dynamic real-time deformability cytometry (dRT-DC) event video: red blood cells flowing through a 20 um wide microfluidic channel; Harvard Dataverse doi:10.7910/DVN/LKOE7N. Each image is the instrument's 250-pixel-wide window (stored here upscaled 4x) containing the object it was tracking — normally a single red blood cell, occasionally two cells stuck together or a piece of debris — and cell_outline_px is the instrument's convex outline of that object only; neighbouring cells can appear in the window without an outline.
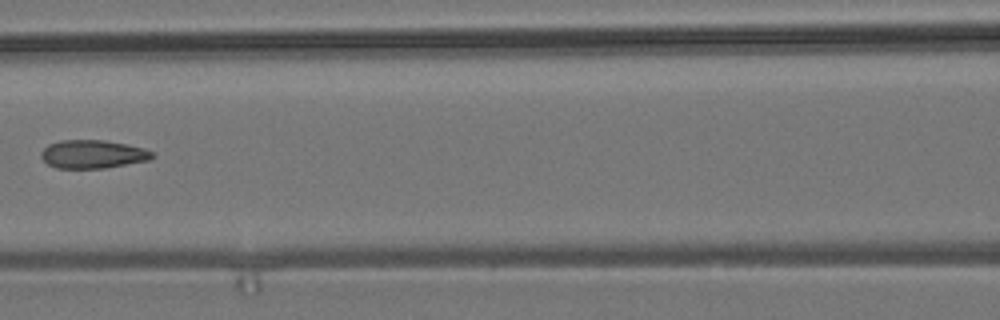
{"species": "common noctule bat (a hibernating species)", "species_latin": "Nyctalus noctula", "temperature_condition": "room temperature", "stored_images_in_passage": 8, "camera_frame_rate_fps": 3000, "um_per_image_px": 0.085, "animal": {"sex": "male", "body_mass_g": 19.2, "forearm_length_mm": 51.8}, "frame": {"image": 1, "passage_image": 8, "time_ms": 8.0, "image_size_px": [1000, 320], "cell_outline_px": [[156, 156], [148, 160], [104, 168], [56, 168], [48, 164], [40, 156], [40, 152], [48, 144], [60, 140], [104, 140], [128, 144], [144, 148], [152, 152]], "centroid_in_image_um": [7.87, 13.09], "position_along_channel_um": 158.7, "area_um2": 18.38}}